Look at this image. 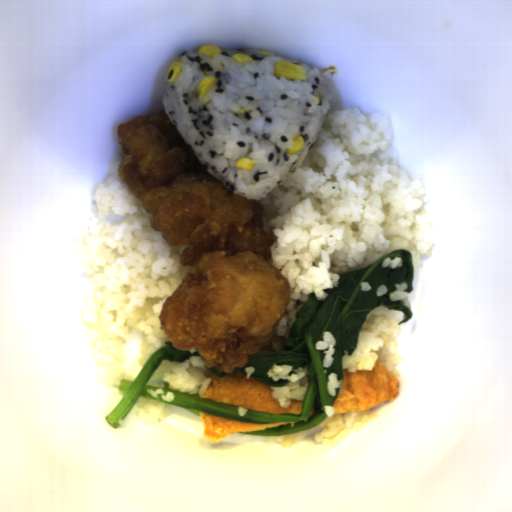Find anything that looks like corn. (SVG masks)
<instances>
[{"label":"corn","instance_id":"1","mask_svg":"<svg viewBox=\"0 0 512 512\" xmlns=\"http://www.w3.org/2000/svg\"><path fill=\"white\" fill-rule=\"evenodd\" d=\"M274 74L280 79L283 76L287 79H300L301 81L307 80V68L297 64L286 61H278L274 64Z\"/></svg>","mask_w":512,"mask_h":512},{"label":"corn","instance_id":"2","mask_svg":"<svg viewBox=\"0 0 512 512\" xmlns=\"http://www.w3.org/2000/svg\"><path fill=\"white\" fill-rule=\"evenodd\" d=\"M217 78L214 76H204L196 87V94L199 104L208 105L214 98Z\"/></svg>","mask_w":512,"mask_h":512},{"label":"corn","instance_id":"3","mask_svg":"<svg viewBox=\"0 0 512 512\" xmlns=\"http://www.w3.org/2000/svg\"><path fill=\"white\" fill-rule=\"evenodd\" d=\"M181 63H183V61L181 59H176L169 67L168 71H167V74H166V81L167 83H170V84H174V82L176 81L182 67H181Z\"/></svg>","mask_w":512,"mask_h":512},{"label":"corn","instance_id":"4","mask_svg":"<svg viewBox=\"0 0 512 512\" xmlns=\"http://www.w3.org/2000/svg\"><path fill=\"white\" fill-rule=\"evenodd\" d=\"M201 54H205L207 57L213 58L214 55H222V51L219 46L203 44L198 49V56L201 58Z\"/></svg>","mask_w":512,"mask_h":512},{"label":"corn","instance_id":"5","mask_svg":"<svg viewBox=\"0 0 512 512\" xmlns=\"http://www.w3.org/2000/svg\"><path fill=\"white\" fill-rule=\"evenodd\" d=\"M293 146L292 148L286 147V154H296L302 149H304V138L301 136V134H298L292 139Z\"/></svg>","mask_w":512,"mask_h":512},{"label":"corn","instance_id":"6","mask_svg":"<svg viewBox=\"0 0 512 512\" xmlns=\"http://www.w3.org/2000/svg\"><path fill=\"white\" fill-rule=\"evenodd\" d=\"M256 163L255 159H249V157H243L237 159L235 163V168H241L245 170L252 171L254 169V164Z\"/></svg>","mask_w":512,"mask_h":512},{"label":"corn","instance_id":"7","mask_svg":"<svg viewBox=\"0 0 512 512\" xmlns=\"http://www.w3.org/2000/svg\"><path fill=\"white\" fill-rule=\"evenodd\" d=\"M232 60H234L235 62H238V63H243V62H252V57H250L249 55H243V54H239V53H234L232 55Z\"/></svg>","mask_w":512,"mask_h":512}]
</instances>
